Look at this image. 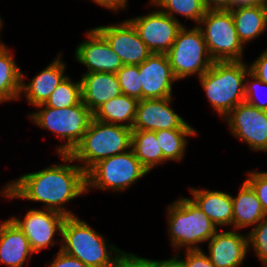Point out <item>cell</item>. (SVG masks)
<instances>
[{
    "label": "cell",
    "mask_w": 267,
    "mask_h": 267,
    "mask_svg": "<svg viewBox=\"0 0 267 267\" xmlns=\"http://www.w3.org/2000/svg\"><path fill=\"white\" fill-rule=\"evenodd\" d=\"M192 200L217 227L233 223L232 195L222 191L190 187Z\"/></svg>",
    "instance_id": "44dd1931"
},
{
    "label": "cell",
    "mask_w": 267,
    "mask_h": 267,
    "mask_svg": "<svg viewBox=\"0 0 267 267\" xmlns=\"http://www.w3.org/2000/svg\"><path fill=\"white\" fill-rule=\"evenodd\" d=\"M155 133L166 161L182 160L186 152L187 138L198 135L195 129H167Z\"/></svg>",
    "instance_id": "4316f807"
},
{
    "label": "cell",
    "mask_w": 267,
    "mask_h": 267,
    "mask_svg": "<svg viewBox=\"0 0 267 267\" xmlns=\"http://www.w3.org/2000/svg\"><path fill=\"white\" fill-rule=\"evenodd\" d=\"M81 100V80L79 79L74 83L70 76L67 75L51 93L44 105L59 109L74 106Z\"/></svg>",
    "instance_id": "f1b7e54d"
},
{
    "label": "cell",
    "mask_w": 267,
    "mask_h": 267,
    "mask_svg": "<svg viewBox=\"0 0 267 267\" xmlns=\"http://www.w3.org/2000/svg\"><path fill=\"white\" fill-rule=\"evenodd\" d=\"M131 135L132 129L126 126L92 118L83 139L70 155L87 172L100 160L131 149Z\"/></svg>",
    "instance_id": "5b68a950"
},
{
    "label": "cell",
    "mask_w": 267,
    "mask_h": 267,
    "mask_svg": "<svg viewBox=\"0 0 267 267\" xmlns=\"http://www.w3.org/2000/svg\"><path fill=\"white\" fill-rule=\"evenodd\" d=\"M175 255L182 261L184 267H216L202 249L186 250L184 259L179 254Z\"/></svg>",
    "instance_id": "836d02e7"
},
{
    "label": "cell",
    "mask_w": 267,
    "mask_h": 267,
    "mask_svg": "<svg viewBox=\"0 0 267 267\" xmlns=\"http://www.w3.org/2000/svg\"><path fill=\"white\" fill-rule=\"evenodd\" d=\"M122 94L142 100V83L140 81L138 65H123L116 72Z\"/></svg>",
    "instance_id": "f546056e"
},
{
    "label": "cell",
    "mask_w": 267,
    "mask_h": 267,
    "mask_svg": "<svg viewBox=\"0 0 267 267\" xmlns=\"http://www.w3.org/2000/svg\"><path fill=\"white\" fill-rule=\"evenodd\" d=\"M197 26L214 62L243 61L244 45L239 40L231 11L206 10Z\"/></svg>",
    "instance_id": "ba28073f"
},
{
    "label": "cell",
    "mask_w": 267,
    "mask_h": 267,
    "mask_svg": "<svg viewBox=\"0 0 267 267\" xmlns=\"http://www.w3.org/2000/svg\"><path fill=\"white\" fill-rule=\"evenodd\" d=\"M21 229L30 243L34 253L50 248L59 241L55 234L62 233V226L66 219L63 214L48 209H29L24 218L10 217Z\"/></svg>",
    "instance_id": "8fae6325"
},
{
    "label": "cell",
    "mask_w": 267,
    "mask_h": 267,
    "mask_svg": "<svg viewBox=\"0 0 267 267\" xmlns=\"http://www.w3.org/2000/svg\"><path fill=\"white\" fill-rule=\"evenodd\" d=\"M209 258L216 267H240L249 250L248 235L219 230L207 241Z\"/></svg>",
    "instance_id": "e0dca14e"
},
{
    "label": "cell",
    "mask_w": 267,
    "mask_h": 267,
    "mask_svg": "<svg viewBox=\"0 0 267 267\" xmlns=\"http://www.w3.org/2000/svg\"><path fill=\"white\" fill-rule=\"evenodd\" d=\"M88 40L81 42L75 50V60L86 66L85 73H114L119 71L123 63L111 49L106 39L95 29L87 31Z\"/></svg>",
    "instance_id": "2e32d148"
},
{
    "label": "cell",
    "mask_w": 267,
    "mask_h": 267,
    "mask_svg": "<svg viewBox=\"0 0 267 267\" xmlns=\"http://www.w3.org/2000/svg\"><path fill=\"white\" fill-rule=\"evenodd\" d=\"M148 174L132 149L100 160L86 172V192L91 188L125 191Z\"/></svg>",
    "instance_id": "52a82bcc"
},
{
    "label": "cell",
    "mask_w": 267,
    "mask_h": 267,
    "mask_svg": "<svg viewBox=\"0 0 267 267\" xmlns=\"http://www.w3.org/2000/svg\"><path fill=\"white\" fill-rule=\"evenodd\" d=\"M207 10H228L232 0H202Z\"/></svg>",
    "instance_id": "f35d334b"
},
{
    "label": "cell",
    "mask_w": 267,
    "mask_h": 267,
    "mask_svg": "<svg viewBox=\"0 0 267 267\" xmlns=\"http://www.w3.org/2000/svg\"><path fill=\"white\" fill-rule=\"evenodd\" d=\"M49 267H88L82 261L66 254L59 249L58 253L55 254V259L52 261V264L47 265Z\"/></svg>",
    "instance_id": "d590c367"
},
{
    "label": "cell",
    "mask_w": 267,
    "mask_h": 267,
    "mask_svg": "<svg viewBox=\"0 0 267 267\" xmlns=\"http://www.w3.org/2000/svg\"><path fill=\"white\" fill-rule=\"evenodd\" d=\"M247 235L249 250L252 246L260 262L264 267H267V216L253 227Z\"/></svg>",
    "instance_id": "4dcf8cb0"
},
{
    "label": "cell",
    "mask_w": 267,
    "mask_h": 267,
    "mask_svg": "<svg viewBox=\"0 0 267 267\" xmlns=\"http://www.w3.org/2000/svg\"><path fill=\"white\" fill-rule=\"evenodd\" d=\"M158 265L159 267H184V264L176 255L167 260H158Z\"/></svg>",
    "instance_id": "60d3db41"
},
{
    "label": "cell",
    "mask_w": 267,
    "mask_h": 267,
    "mask_svg": "<svg viewBox=\"0 0 267 267\" xmlns=\"http://www.w3.org/2000/svg\"><path fill=\"white\" fill-rule=\"evenodd\" d=\"M66 64L58 55L53 62L39 72L29 83L25 81L24 73H21V92L25 94V98L31 105L37 106L44 104L51 93L67 76L64 74Z\"/></svg>",
    "instance_id": "ac0fdd59"
},
{
    "label": "cell",
    "mask_w": 267,
    "mask_h": 267,
    "mask_svg": "<svg viewBox=\"0 0 267 267\" xmlns=\"http://www.w3.org/2000/svg\"><path fill=\"white\" fill-rule=\"evenodd\" d=\"M249 70L244 61L213 62L199 77L206 98L220 117L225 118L245 102V79Z\"/></svg>",
    "instance_id": "3957f363"
},
{
    "label": "cell",
    "mask_w": 267,
    "mask_h": 267,
    "mask_svg": "<svg viewBox=\"0 0 267 267\" xmlns=\"http://www.w3.org/2000/svg\"><path fill=\"white\" fill-rule=\"evenodd\" d=\"M3 20H2V18L0 17V32H1V28H3Z\"/></svg>",
    "instance_id": "b9f144b4"
},
{
    "label": "cell",
    "mask_w": 267,
    "mask_h": 267,
    "mask_svg": "<svg viewBox=\"0 0 267 267\" xmlns=\"http://www.w3.org/2000/svg\"><path fill=\"white\" fill-rule=\"evenodd\" d=\"M131 149L148 172L167 162L156 139L155 131L132 130Z\"/></svg>",
    "instance_id": "484cf974"
},
{
    "label": "cell",
    "mask_w": 267,
    "mask_h": 267,
    "mask_svg": "<svg viewBox=\"0 0 267 267\" xmlns=\"http://www.w3.org/2000/svg\"><path fill=\"white\" fill-rule=\"evenodd\" d=\"M150 5L159 7L161 11L176 21L179 20L175 14H180L186 19L193 20L196 24L200 23L207 10L202 0H150Z\"/></svg>",
    "instance_id": "83f0119b"
},
{
    "label": "cell",
    "mask_w": 267,
    "mask_h": 267,
    "mask_svg": "<svg viewBox=\"0 0 267 267\" xmlns=\"http://www.w3.org/2000/svg\"><path fill=\"white\" fill-rule=\"evenodd\" d=\"M172 98L139 100L132 130L194 129L170 107Z\"/></svg>",
    "instance_id": "5bb4252c"
},
{
    "label": "cell",
    "mask_w": 267,
    "mask_h": 267,
    "mask_svg": "<svg viewBox=\"0 0 267 267\" xmlns=\"http://www.w3.org/2000/svg\"><path fill=\"white\" fill-rule=\"evenodd\" d=\"M136 98L121 94L104 103L93 113V118L132 129L137 109Z\"/></svg>",
    "instance_id": "cb8c5ba5"
},
{
    "label": "cell",
    "mask_w": 267,
    "mask_h": 267,
    "mask_svg": "<svg viewBox=\"0 0 267 267\" xmlns=\"http://www.w3.org/2000/svg\"><path fill=\"white\" fill-rule=\"evenodd\" d=\"M248 178L245 180L256 193L261 202L263 211L267 216V171H250L246 173Z\"/></svg>",
    "instance_id": "d6a6232c"
},
{
    "label": "cell",
    "mask_w": 267,
    "mask_h": 267,
    "mask_svg": "<svg viewBox=\"0 0 267 267\" xmlns=\"http://www.w3.org/2000/svg\"><path fill=\"white\" fill-rule=\"evenodd\" d=\"M178 80L191 75L201 77L213 64L201 29L196 25L187 29L184 25L169 51L166 53Z\"/></svg>",
    "instance_id": "9c48e42d"
},
{
    "label": "cell",
    "mask_w": 267,
    "mask_h": 267,
    "mask_svg": "<svg viewBox=\"0 0 267 267\" xmlns=\"http://www.w3.org/2000/svg\"><path fill=\"white\" fill-rule=\"evenodd\" d=\"M250 71L257 76L263 83L267 84V49L259 54L250 65Z\"/></svg>",
    "instance_id": "8d00e7d4"
},
{
    "label": "cell",
    "mask_w": 267,
    "mask_h": 267,
    "mask_svg": "<svg viewBox=\"0 0 267 267\" xmlns=\"http://www.w3.org/2000/svg\"><path fill=\"white\" fill-rule=\"evenodd\" d=\"M34 254L27 237L9 218L0 224V263L23 267Z\"/></svg>",
    "instance_id": "ffe728a7"
},
{
    "label": "cell",
    "mask_w": 267,
    "mask_h": 267,
    "mask_svg": "<svg viewBox=\"0 0 267 267\" xmlns=\"http://www.w3.org/2000/svg\"><path fill=\"white\" fill-rule=\"evenodd\" d=\"M138 68L142 99L172 97V85L178 79L173 73L167 54L152 53Z\"/></svg>",
    "instance_id": "9a60e30c"
},
{
    "label": "cell",
    "mask_w": 267,
    "mask_h": 267,
    "mask_svg": "<svg viewBox=\"0 0 267 267\" xmlns=\"http://www.w3.org/2000/svg\"><path fill=\"white\" fill-rule=\"evenodd\" d=\"M267 0H232L231 5L229 7V11L233 9H238L242 7H249L258 4L266 3Z\"/></svg>",
    "instance_id": "ab89813d"
},
{
    "label": "cell",
    "mask_w": 267,
    "mask_h": 267,
    "mask_svg": "<svg viewBox=\"0 0 267 267\" xmlns=\"http://www.w3.org/2000/svg\"><path fill=\"white\" fill-rule=\"evenodd\" d=\"M225 121L233 136L253 151L267 152V111L246 102L237 105Z\"/></svg>",
    "instance_id": "30bf717a"
},
{
    "label": "cell",
    "mask_w": 267,
    "mask_h": 267,
    "mask_svg": "<svg viewBox=\"0 0 267 267\" xmlns=\"http://www.w3.org/2000/svg\"><path fill=\"white\" fill-rule=\"evenodd\" d=\"M95 29L106 39L123 65H139L152 54L127 19L113 25L97 26Z\"/></svg>",
    "instance_id": "4fadbf2b"
},
{
    "label": "cell",
    "mask_w": 267,
    "mask_h": 267,
    "mask_svg": "<svg viewBox=\"0 0 267 267\" xmlns=\"http://www.w3.org/2000/svg\"><path fill=\"white\" fill-rule=\"evenodd\" d=\"M14 56L5 45L0 44V103L18 100L21 92L22 70Z\"/></svg>",
    "instance_id": "d4e9b609"
},
{
    "label": "cell",
    "mask_w": 267,
    "mask_h": 267,
    "mask_svg": "<svg viewBox=\"0 0 267 267\" xmlns=\"http://www.w3.org/2000/svg\"><path fill=\"white\" fill-rule=\"evenodd\" d=\"M117 267H159V265L158 260H150L124 252L118 260Z\"/></svg>",
    "instance_id": "e575fe53"
},
{
    "label": "cell",
    "mask_w": 267,
    "mask_h": 267,
    "mask_svg": "<svg viewBox=\"0 0 267 267\" xmlns=\"http://www.w3.org/2000/svg\"><path fill=\"white\" fill-rule=\"evenodd\" d=\"M40 109L27 114L35 125L56 134L60 141L57 154H71L83 139L88 126L93 118V113L84 105L82 100L71 107L51 108L44 104L35 106Z\"/></svg>",
    "instance_id": "8992f818"
},
{
    "label": "cell",
    "mask_w": 267,
    "mask_h": 267,
    "mask_svg": "<svg viewBox=\"0 0 267 267\" xmlns=\"http://www.w3.org/2000/svg\"><path fill=\"white\" fill-rule=\"evenodd\" d=\"M105 9L117 12L121 9H125L129 0H91Z\"/></svg>",
    "instance_id": "74e56055"
},
{
    "label": "cell",
    "mask_w": 267,
    "mask_h": 267,
    "mask_svg": "<svg viewBox=\"0 0 267 267\" xmlns=\"http://www.w3.org/2000/svg\"><path fill=\"white\" fill-rule=\"evenodd\" d=\"M63 164H53L40 171L27 173L5 184L0 195L7 199H26L44 203L43 209L64 216H75L65 204L86 192V172L70 154H59ZM67 163V164H64Z\"/></svg>",
    "instance_id": "6da1fadb"
},
{
    "label": "cell",
    "mask_w": 267,
    "mask_h": 267,
    "mask_svg": "<svg viewBox=\"0 0 267 267\" xmlns=\"http://www.w3.org/2000/svg\"><path fill=\"white\" fill-rule=\"evenodd\" d=\"M260 86L264 88L266 87L265 89L267 90V84L263 83L249 70L245 79V102L259 109L267 111V100L262 101L258 98L259 96L257 93H259L258 90L261 88Z\"/></svg>",
    "instance_id": "1f68e13d"
},
{
    "label": "cell",
    "mask_w": 267,
    "mask_h": 267,
    "mask_svg": "<svg viewBox=\"0 0 267 267\" xmlns=\"http://www.w3.org/2000/svg\"><path fill=\"white\" fill-rule=\"evenodd\" d=\"M168 206L167 230L175 250L201 249L199 245L218 231L217 225L191 198L181 197Z\"/></svg>",
    "instance_id": "277c9868"
},
{
    "label": "cell",
    "mask_w": 267,
    "mask_h": 267,
    "mask_svg": "<svg viewBox=\"0 0 267 267\" xmlns=\"http://www.w3.org/2000/svg\"><path fill=\"white\" fill-rule=\"evenodd\" d=\"M234 229L256 226L266 215L251 186L244 180L237 196H232Z\"/></svg>",
    "instance_id": "7402d4cb"
},
{
    "label": "cell",
    "mask_w": 267,
    "mask_h": 267,
    "mask_svg": "<svg viewBox=\"0 0 267 267\" xmlns=\"http://www.w3.org/2000/svg\"><path fill=\"white\" fill-rule=\"evenodd\" d=\"M230 11L232 12L239 40L243 45L266 32L267 2Z\"/></svg>",
    "instance_id": "603a6c76"
},
{
    "label": "cell",
    "mask_w": 267,
    "mask_h": 267,
    "mask_svg": "<svg viewBox=\"0 0 267 267\" xmlns=\"http://www.w3.org/2000/svg\"><path fill=\"white\" fill-rule=\"evenodd\" d=\"M61 237L60 250L76 257L88 267H117L124 253L113 244L107 245L103 236L77 216L66 217Z\"/></svg>",
    "instance_id": "7a4b0ae2"
},
{
    "label": "cell",
    "mask_w": 267,
    "mask_h": 267,
    "mask_svg": "<svg viewBox=\"0 0 267 267\" xmlns=\"http://www.w3.org/2000/svg\"><path fill=\"white\" fill-rule=\"evenodd\" d=\"M80 80L82 102L92 113L122 94L118 77L114 73H84Z\"/></svg>",
    "instance_id": "d6986e66"
},
{
    "label": "cell",
    "mask_w": 267,
    "mask_h": 267,
    "mask_svg": "<svg viewBox=\"0 0 267 267\" xmlns=\"http://www.w3.org/2000/svg\"><path fill=\"white\" fill-rule=\"evenodd\" d=\"M136 28L140 39L152 53L166 54L173 45L184 24L174 20L160 9L146 15L129 19Z\"/></svg>",
    "instance_id": "7c38bea8"
}]
</instances>
